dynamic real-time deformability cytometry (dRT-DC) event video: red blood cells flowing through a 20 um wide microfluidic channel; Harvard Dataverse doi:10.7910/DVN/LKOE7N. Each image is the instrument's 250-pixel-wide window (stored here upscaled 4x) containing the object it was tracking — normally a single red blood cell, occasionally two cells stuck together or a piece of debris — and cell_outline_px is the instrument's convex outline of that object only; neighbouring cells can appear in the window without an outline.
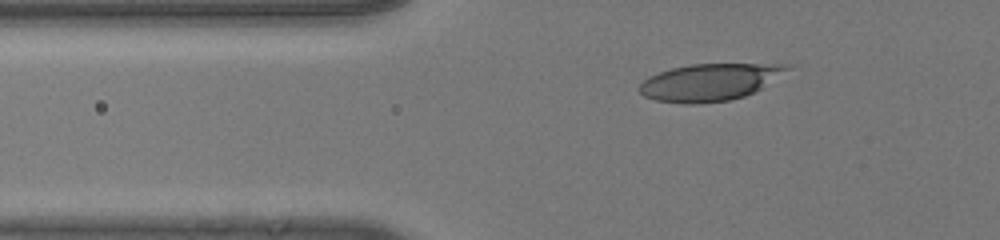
{"species": "human", "species_latin": "Homo sapiens", "temperature_condition": "room temperature", "stored_images_in_passage": 41, "camera_frame_rate_fps": 3000, "um_per_image_px": 0.085, "donor": {"sex": "male"}, "frame": {"image": 1, "passage_image": 9, "time_ms": 2.667, "image_size_px": [1000, 240], "cell_outline_px": [[788, 68], [760, 88], [744, 96], [728, 100], [692, 104], [684, 104], [656, 100], [644, 96], [636, 88], [648, 76], [672, 68], [692, 64], [788, 64]], "centroid_in_image_um": [60.21, 6.99], "position_along_channel_um": 65.6, "area_um2": 31.21}}
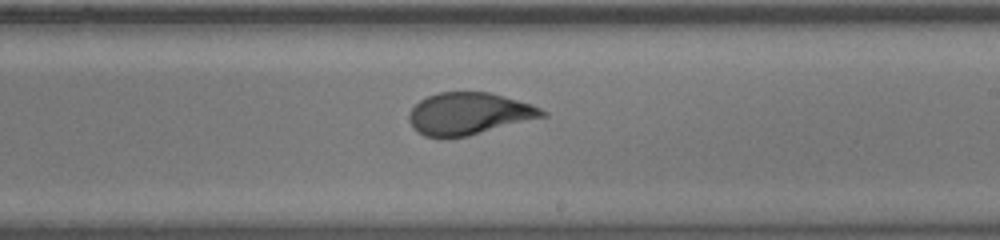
{"frame": {"image": 2, "passage_image": 24, "time_ms": 7.667, "image_size_px": [1000, 240], "cell_outline_px": [[548, 116], [468, 136], [444, 140], [424, 136], [416, 132], [412, 128], [408, 120], [408, 116], [412, 108], [420, 100], [428, 96], [440, 92], [488, 92], [504, 96], [532, 104], [548, 112]], "centroid_in_image_um": [39.84, 9.7], "position_along_channel_um": 249.2, "area_um2": 33.23}}
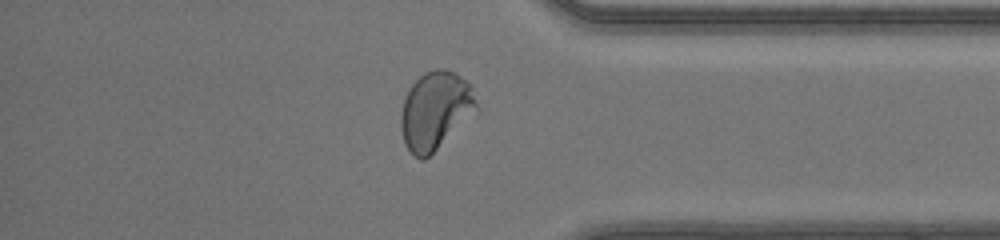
{"frame": {"image": 3, "passage_image": 35, "time_ms": 11.333, "image_size_px": [1000, 240], "cell_outline_px": [[480, 112], [424, 160], [420, 160], [412, 156], [404, 144], [400, 128], [400, 116], [404, 100], [412, 84], [424, 72], [436, 68], [444, 68], [456, 72], [472, 84]], "centroid_in_image_um": [37.06, 9.41], "position_along_channel_um": 398.1, "area_um2": 35.43}, "authors_computed_cell_mechanics": {"area_um2": 33.0038, "velocity_mm_per_s": 4.1815, "shape_relaxation_time_tau1_ms": 7.2893, "shape_relaxation_time_tau2_ms": null, "deformation_change_tau1": 0.2665, "deformation_change_tau2": null}}